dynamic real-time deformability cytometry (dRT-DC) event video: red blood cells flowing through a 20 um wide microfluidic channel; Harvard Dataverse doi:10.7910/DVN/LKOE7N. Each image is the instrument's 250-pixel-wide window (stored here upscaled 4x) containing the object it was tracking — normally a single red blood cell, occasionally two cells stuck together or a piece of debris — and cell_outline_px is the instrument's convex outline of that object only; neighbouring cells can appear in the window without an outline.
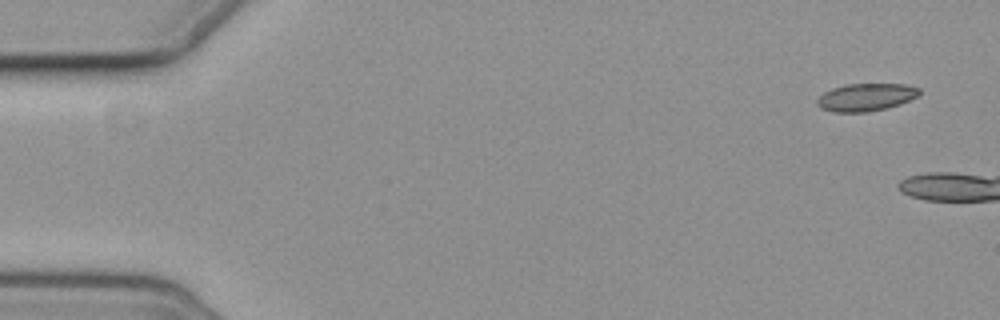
{"species": "common noctule bat (a hibernating species)", "species_latin": "Nyctalus noctula", "temperature_condition": "cold", "stored_images_in_passage": 3, "camera_frame_rate_fps": 3000, "um_per_image_px": 0.085, "animal": {"sex": "female", "body_mass_g": 19.3, "forearm_length_mm": 54.1}, "frame": {"image": 1, "passage_image": 1, "time_ms": 0.0, "image_size_px": [1000, 320], "cell_outline_px": [[920, 92], [916, 96], [900, 104], [888, 108], [868, 112], [836, 112], [820, 108], [816, 104], [816, 100], [824, 92], [832, 88], [844, 84], [908, 84], [920, 88]], "centroid_in_image_um": [73.59, 8.26], "position_along_channel_um": 11.4, "area_um2": 16.53}}